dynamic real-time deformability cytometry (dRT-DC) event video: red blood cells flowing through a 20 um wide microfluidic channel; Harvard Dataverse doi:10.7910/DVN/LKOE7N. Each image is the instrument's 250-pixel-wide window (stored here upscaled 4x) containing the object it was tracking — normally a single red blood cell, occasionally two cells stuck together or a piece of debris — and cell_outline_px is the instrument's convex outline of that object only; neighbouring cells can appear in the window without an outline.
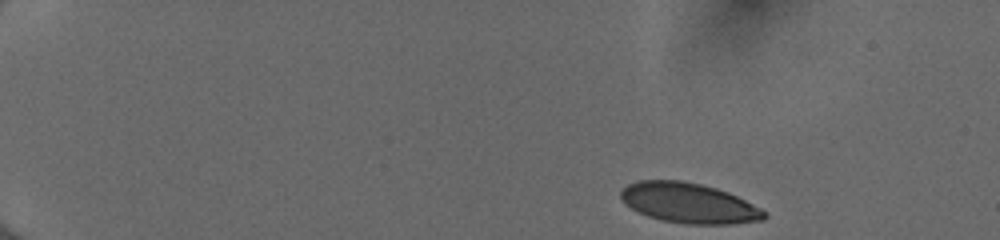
{"species": "human", "species_latin": "Homo sapiens", "temperature_condition": "cold", "stored_images_in_passage": 46, "camera_frame_rate_fps": 3000, "um_per_image_px": 0.085, "donor": {"sex": "female"}, "frame": {"image": 1, "passage_image": 1, "time_ms": 0.0, "image_size_px": [1000, 240], "cell_outline_px": [[768, 216], [764, 220], [728, 224], [684, 224], [660, 220], [648, 216], [624, 204], [620, 196], [620, 192], [628, 184], [640, 180], [680, 180], [700, 184], [716, 188], [728, 192], [760, 208]], "centroid_in_image_um": [58.53, 17.26], "position_along_channel_um": 26.5, "area_um2": 33.41}}
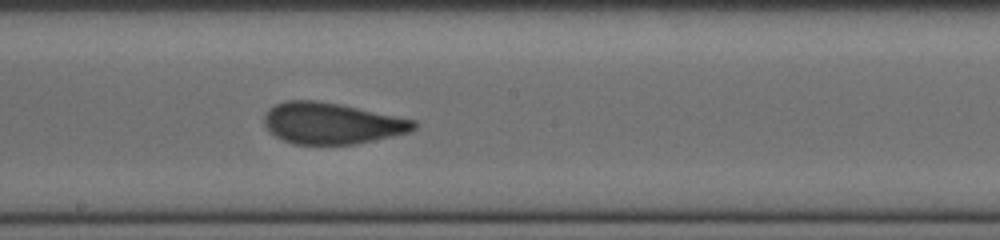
{"frame": {"image": 2, "passage_image": 25, "time_ms": 8.0, "image_size_px": [1000, 240], "cell_outline_px": [[416, 128], [408, 132], [392, 136], [356, 144], [292, 144], [276, 136], [264, 124], [264, 116], [276, 104], [284, 100], [316, 100], [340, 104], [416, 120]], "centroid_in_image_um": [28.21, 10.48], "position_along_channel_um": 220.0, "area_um2": 35.72}}
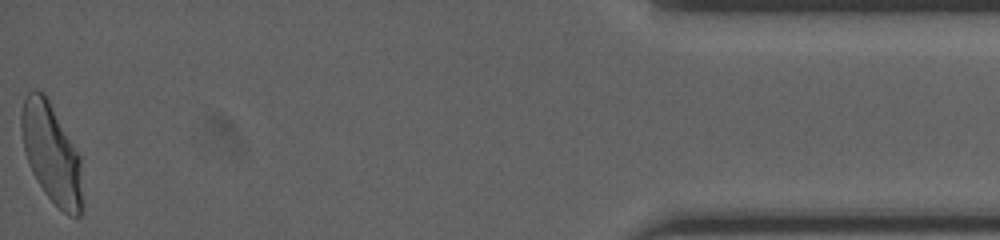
{"frame": {"image": 3, "passage_image": 46, "time_ms": 15.0, "image_size_px": [1000, 240], "cell_outline_px": [[84, 208], [80, 216], [68, 216], [44, 192], [36, 180], [28, 164], [24, 148], [20, 128], [20, 116], [24, 100], [28, 92], [32, 88], [36, 88], [44, 92], [80, 156]], "centroid_in_image_um": [4.38, 13.05], "position_along_channel_um": 430.8, "area_um2": 35.66}, "authors_computed_cell_mechanics": {"area_um2": 35.6626, "velocity_mm_per_s": 4.0049, "shape_relaxation_time_tau1_ms": 3.8327, "shape_relaxation_time_tau2_ms": null, "deformation_change_tau1": 0.1433, "deformation_change_tau2": null}}